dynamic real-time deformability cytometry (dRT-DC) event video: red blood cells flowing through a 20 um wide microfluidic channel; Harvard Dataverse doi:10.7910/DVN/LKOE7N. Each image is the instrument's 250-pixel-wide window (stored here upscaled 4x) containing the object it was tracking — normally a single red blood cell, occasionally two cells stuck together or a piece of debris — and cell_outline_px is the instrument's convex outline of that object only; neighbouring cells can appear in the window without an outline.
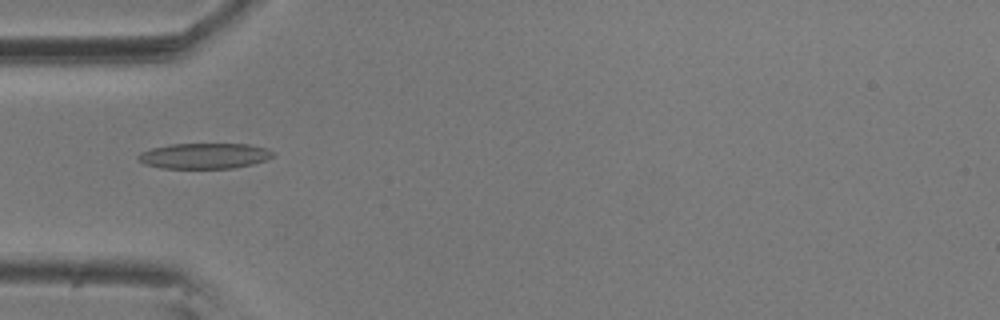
{"species": "common noctule bat (a hibernating species)", "species_latin": "Nyctalus noctula", "temperature_condition": "room temperature", "stored_images_in_passage": 10, "camera_frame_rate_fps": 3000, "um_per_image_px": 0.085, "animal": {"sex": "male", "body_mass_g": 20.5, "forearm_length_mm": 52.5}, "frame": {"image": 1, "passage_image": 5, "time_ms": 1.333, "image_size_px": [1000, 320], "cell_outline_px": [[272, 156], [268, 160], [252, 164], [232, 168], [160, 168], [144, 164], [136, 156], [140, 152], [152, 148], [168, 144], [248, 144], [268, 148], [272, 152]], "centroid_in_image_um": [17.36, 13.25], "position_along_channel_um": 67.6, "area_um2": 20.11}}
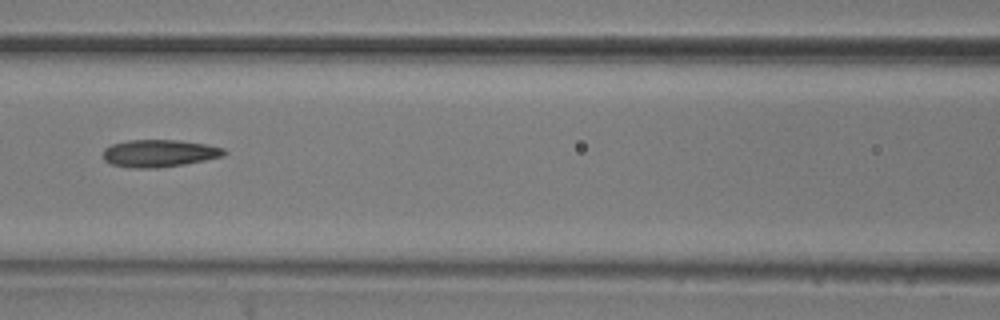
{"frame": {"image": 2, "passage_image": 7, "time_ms": 2.0, "image_size_px": [1000, 320], "cell_outline_px": [[228, 152], [224, 156], [184, 164], [156, 168], [128, 168], [112, 164], [104, 160], [104, 148], [112, 144], [128, 140], [180, 140], [208, 144], [224, 148]], "centroid_in_image_um": [13.56, 13.02], "position_along_channel_um": 153.0, "area_um2": 19.42}}
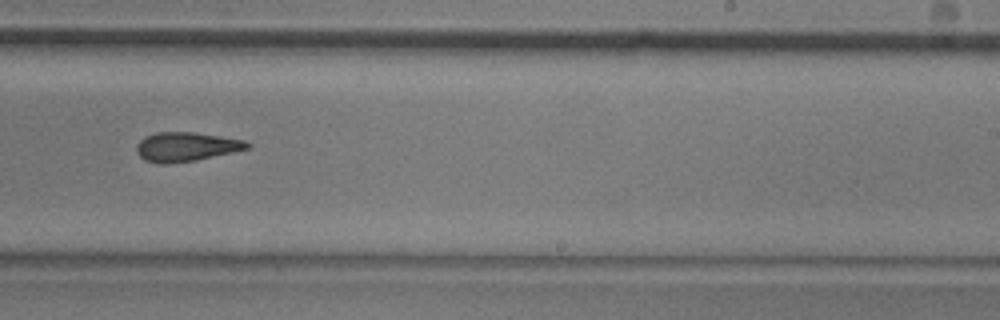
{"frame": {"image": 3, "passage_image": 10, "time_ms": 3.0, "image_size_px": [1000, 320], "cell_outline_px": [[252, 148], [196, 160], [168, 164], [156, 164], [144, 160], [136, 152], [136, 148], [140, 140], [144, 136], [156, 132], [192, 132], [220, 136], [244, 140], [252, 144]], "centroid_in_image_um": [15.82, 12.48], "position_along_channel_um": 273.2, "area_um2": 19.02}}